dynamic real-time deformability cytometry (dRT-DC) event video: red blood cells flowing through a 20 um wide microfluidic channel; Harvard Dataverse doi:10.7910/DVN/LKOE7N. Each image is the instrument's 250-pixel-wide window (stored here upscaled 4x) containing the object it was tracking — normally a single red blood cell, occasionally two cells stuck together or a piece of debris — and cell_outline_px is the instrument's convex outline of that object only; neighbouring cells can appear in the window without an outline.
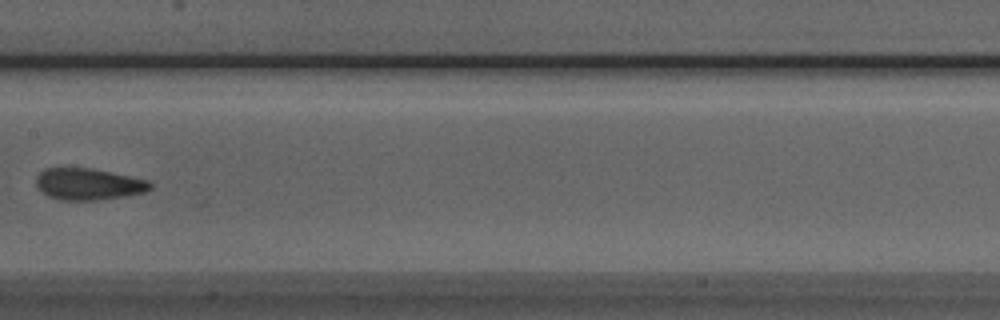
{"species": "Egyptian fruit bat (a non-hibernating species)", "species_latin": "Rousettus aegyptiacus", "temperature_condition": "room temperature", "stored_images_in_passage": 5, "camera_frame_rate_fps": 3000, "um_per_image_px": 0.085, "animal": {"sex": "male"}, "frame": {"image": 1, "passage_image": 4, "time_ms": 3.667, "image_size_px": [1000, 320], "cell_outline_px": [[152, 188], [144, 192], [128, 196], [96, 200], [60, 200], [48, 196], [36, 184], [36, 176], [44, 168], [92, 168], [148, 180], [152, 184]], "centroid_in_image_um": [7.53, 15.65], "position_along_channel_um": 199.9, "area_um2": 20.98}}
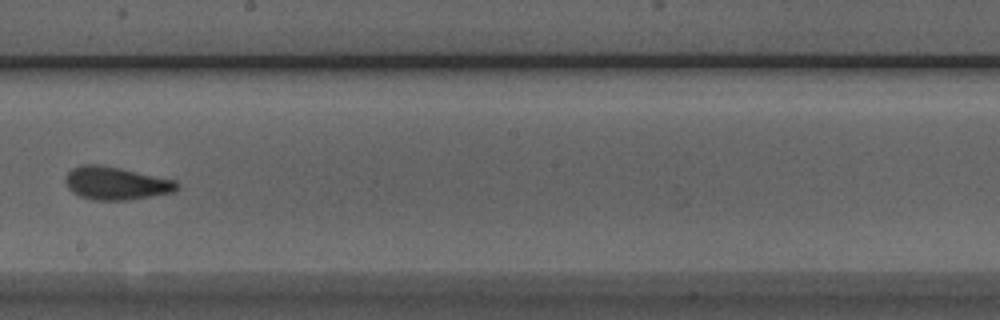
{"frame": {"image": 2, "passage_image": 5, "time_ms": 4.667, "image_size_px": [1000, 320], "cell_outline_px": [[180, 188], [176, 192], [128, 200], [96, 200], [80, 196], [72, 192], [68, 188], [64, 180], [68, 172], [72, 168], [80, 164], [96, 164], [120, 168], [176, 180], [180, 184]], "centroid_in_image_um": [9.89, 15.58], "position_along_channel_um": 238.3, "area_um2": 21.62}}